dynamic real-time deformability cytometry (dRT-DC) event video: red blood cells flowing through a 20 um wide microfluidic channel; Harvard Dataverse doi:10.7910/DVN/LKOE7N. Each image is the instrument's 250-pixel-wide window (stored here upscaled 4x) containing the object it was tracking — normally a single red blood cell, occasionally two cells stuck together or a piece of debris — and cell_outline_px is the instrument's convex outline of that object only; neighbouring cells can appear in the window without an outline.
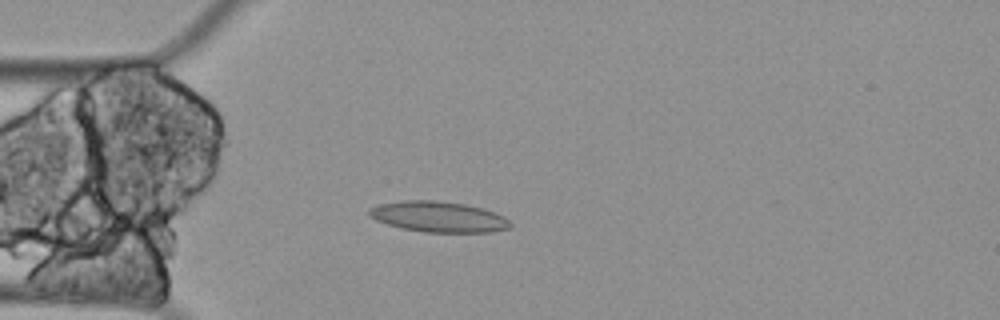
{"species": "Egyptian fruit bat (a non-hibernating species)", "species_latin": "Rousettus aegyptiacus", "temperature_condition": "cold", "stored_images_in_passage": 60, "camera_frame_rate_fps": 3000, "um_per_image_px": 0.085, "animal": {"sex": "female"}, "frame": {"image": 1, "passage_image": 16, "time_ms": 5.0, "image_size_px": [1000, 320], "cell_outline_px": [[512, 228], [488, 232], [424, 232], [400, 228], [376, 220], [368, 216], [368, 208], [380, 204], [404, 200], [436, 200], [464, 204], [484, 208], [504, 216], [512, 224]], "centroid_in_image_um": [37.27, 18.42], "position_along_channel_um": 47.7, "area_um2": 25.37}}
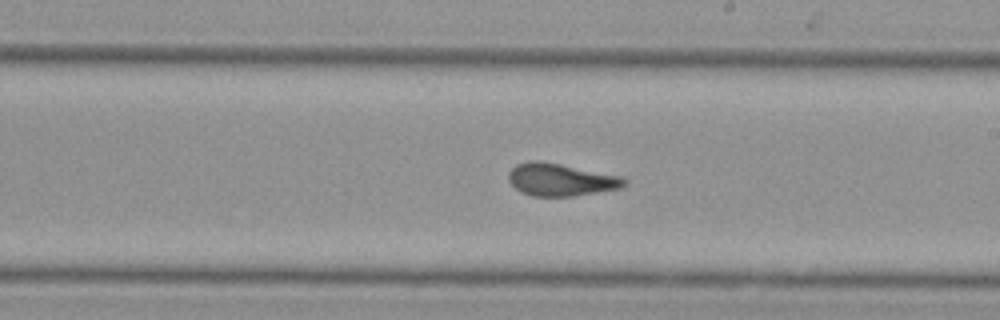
{"frame": {"image": 2, "passage_image": 34, "time_ms": 11.0, "image_size_px": [1000, 320], "cell_outline_px": [[628, 184], [624, 188], [572, 196], [532, 196], [520, 192], [508, 180], [508, 172], [516, 164], [528, 160], [540, 160], [624, 176], [628, 180]], "centroid_in_image_um": [47.71, 15.26], "position_along_channel_um": 241.3, "area_um2": 22.37}}
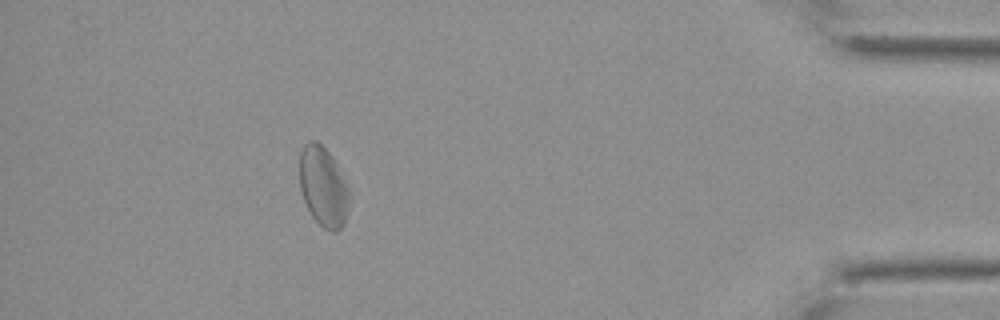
{"frame": {"image": 3, "passage_image": 54, "time_ms": 17.667, "image_size_px": [1000, 320], "cell_outline_px": [[348, 208], [344, 224], [336, 232], [332, 232], [324, 228], [312, 216], [304, 200], [300, 188], [300, 152], [304, 144], [308, 140], [316, 140], [332, 156], [348, 188]], "centroid_in_image_um": [27.46, 15.86], "position_along_channel_um": 407.7, "area_um2": 22.83}, "authors_computed_cell_mechanics": {"area_um2": 23.3223, "velocity_mm_per_s": 3.2695, "shape_relaxation_time_tau1_ms": null, "shape_relaxation_time_tau2_ms": 2.3463, "deformation_change_tau1": null, "deformation_change_tau2": 0.099}}